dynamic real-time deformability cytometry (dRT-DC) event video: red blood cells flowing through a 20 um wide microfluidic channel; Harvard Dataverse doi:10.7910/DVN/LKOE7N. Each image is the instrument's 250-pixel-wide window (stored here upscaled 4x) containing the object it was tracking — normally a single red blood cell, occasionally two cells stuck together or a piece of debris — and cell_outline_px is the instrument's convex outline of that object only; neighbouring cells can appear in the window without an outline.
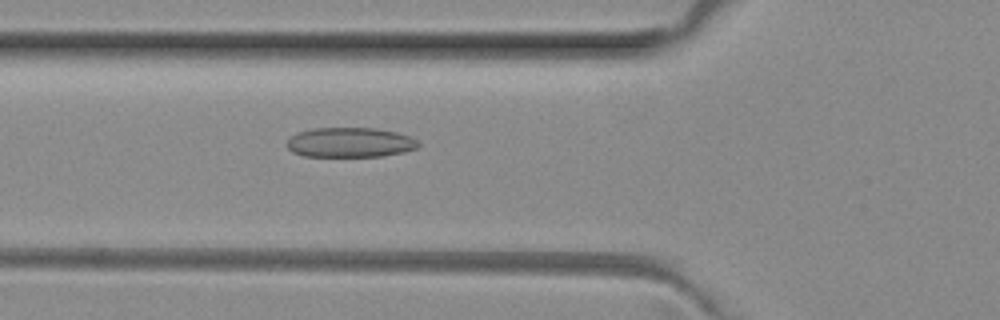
{"species": "common noctule bat (a hibernating species)", "species_latin": "Nyctalus noctula", "temperature_condition": "room temperature", "stored_images_in_passage": 38, "camera_frame_rate_fps": 3000, "um_per_image_px": 0.085, "animal": {"sex": "female", "body_mass_g": 29.2, "forearm_length_mm": 56.3}, "frame": {"image": 1, "passage_image": 8, "time_ms": 2.333, "image_size_px": [1000, 320], "cell_outline_px": [[420, 144], [416, 148], [404, 152], [384, 156], [304, 156], [292, 152], [284, 144], [296, 132], [312, 128], [376, 128], [396, 132], [408, 136], [416, 140]], "centroid_in_image_um": [29.71, 12.1], "position_along_channel_um": 96.1, "area_um2": 22.89}}
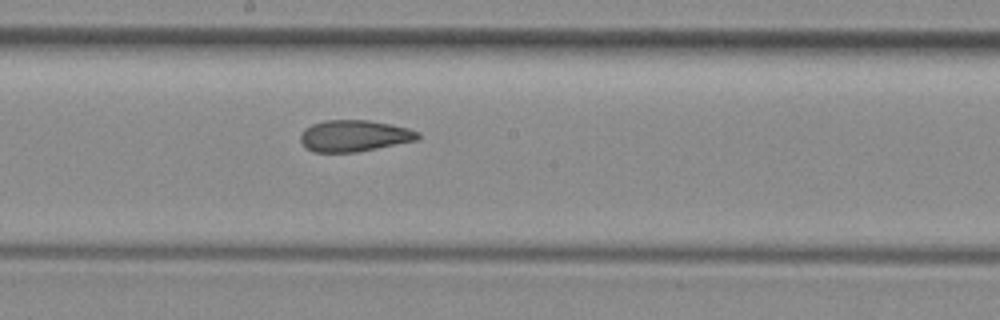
{"frame": {"image": 2, "passage_image": 17, "time_ms": 5.333, "image_size_px": [1000, 320], "cell_outline_px": [[420, 136], [416, 140], [356, 152], [312, 152], [304, 148], [300, 140], [300, 136], [312, 124], [324, 120], [368, 120], [408, 128], [420, 132]], "centroid_in_image_um": [30.08, 11.55], "position_along_channel_um": 218.1, "area_um2": 21.33}}
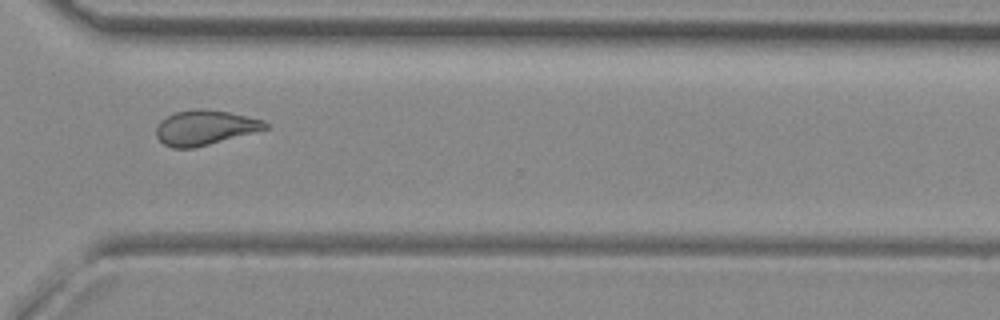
{"frame": {"image": 3, "passage_image": 27, "time_ms": 8.667, "image_size_px": [1000, 320], "cell_outline_px": [[268, 128], [208, 144], [192, 148], [172, 148], [164, 144], [156, 136], [156, 128], [160, 120], [176, 112], [192, 108], [200, 108], [228, 112], [264, 120], [268, 124]], "centroid_in_image_um": [17.38, 10.83], "position_along_channel_um": 353.2, "area_um2": 21.85}, "authors_computed_cell_mechanics": {"area_um2": 22.1952, "velocity_mm_per_s": 4.0458, "shape_relaxation_time_tau1_ms": null, "shape_relaxation_time_tau2_ms": 2.1253, "deformation_change_tau1": null, "deformation_change_tau2": 0.0883}}